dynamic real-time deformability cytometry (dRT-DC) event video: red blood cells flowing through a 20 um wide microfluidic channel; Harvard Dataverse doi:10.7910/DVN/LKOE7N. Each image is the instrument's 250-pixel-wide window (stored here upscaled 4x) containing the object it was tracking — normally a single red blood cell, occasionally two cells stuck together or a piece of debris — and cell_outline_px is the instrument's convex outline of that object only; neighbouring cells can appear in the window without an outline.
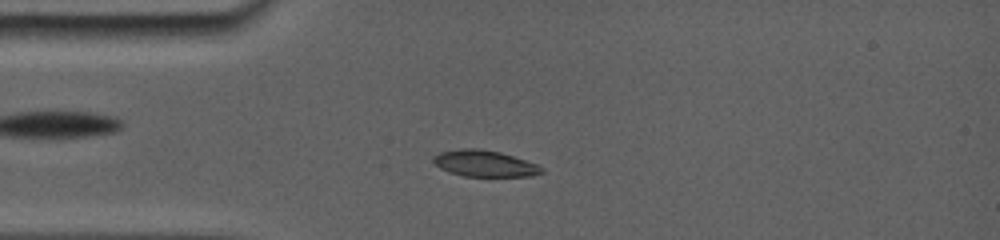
{"species": "common noctule bat (a hibernating species)", "species_latin": "Nyctalus noctula", "temperature_condition": "room temperature", "stored_images_in_passage": 23, "camera_frame_rate_fps": 5000, "um_per_image_px": 0.085, "animal": {"sex": "female", "body_mass_g": 19.0, "forearm_length_mm": 56.7}, "frame": {"image": 1, "passage_image": 8, "time_ms": 3.6, "image_size_px": [1000, 240], "cell_outline_px": [[544, 172], [532, 176], [464, 176], [440, 168], [432, 160], [440, 152], [496, 152], [512, 156], [536, 164], [544, 168]], "centroid_in_image_um": [41.3, 13.98], "position_along_channel_um": 43.7, "area_um2": 15.2}}
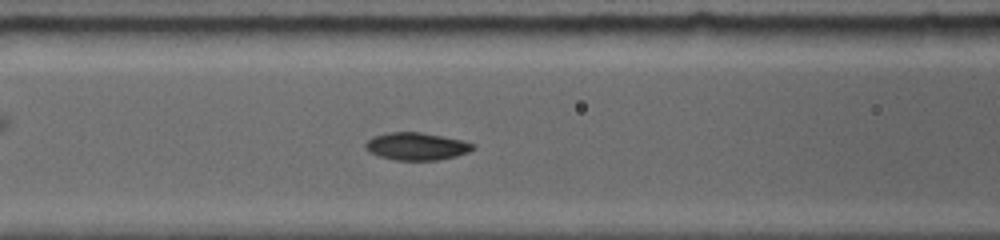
{"frame": {"image": 2, "passage_image": 13, "time_ms": 6.2, "image_size_px": [1000, 240], "cell_outline_px": [[472, 148], [468, 152], [456, 156], [436, 160], [396, 160], [380, 156], [368, 152], [364, 148], [364, 144], [368, 140], [376, 136], [392, 132], [416, 132], [440, 136], [460, 140], [472, 144]], "centroid_in_image_um": [35.34, 12.45], "position_along_channel_um": 131.3, "area_um2": 16.76}}
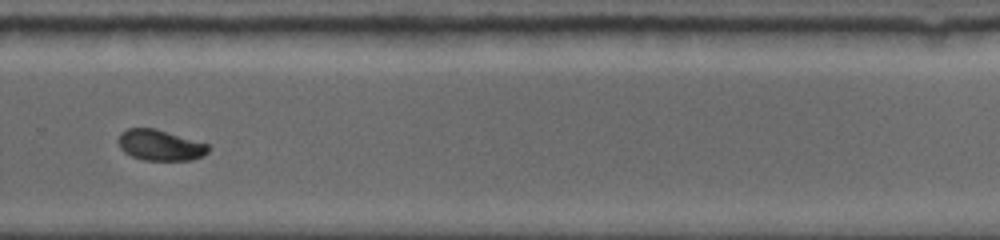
{"frame": {"image": 3, "passage_image": 22, "time_ms": 11.0, "image_size_px": [1000, 240], "cell_outline_px": [[208, 152], [204, 156], [192, 160], [144, 160], [132, 156], [124, 152], [120, 148], [116, 140], [120, 132], [128, 128], [156, 128], [208, 144]], "centroid_in_image_um": [13.58, 12.33], "position_along_channel_um": 316.2, "area_um2": 16.3}}